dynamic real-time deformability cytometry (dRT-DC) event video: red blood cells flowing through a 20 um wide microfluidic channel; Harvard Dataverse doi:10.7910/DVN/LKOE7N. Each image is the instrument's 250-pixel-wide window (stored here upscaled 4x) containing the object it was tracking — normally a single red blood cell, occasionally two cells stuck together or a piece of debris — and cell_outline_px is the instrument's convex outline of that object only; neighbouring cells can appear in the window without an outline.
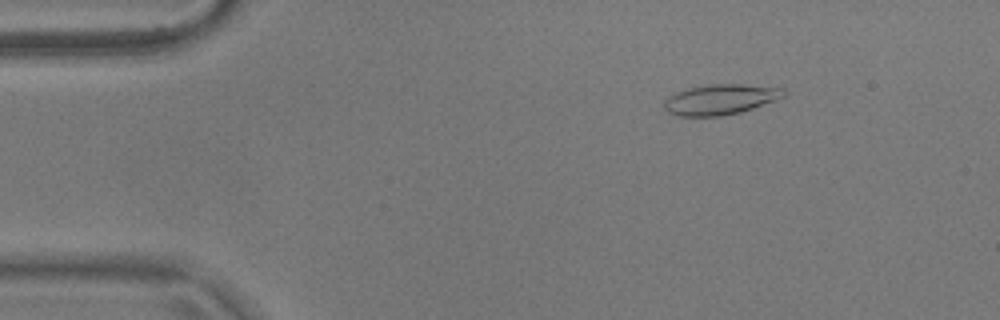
{"species": "common noctule bat (a hibernating species)", "species_latin": "Nyctalus noctula", "temperature_condition": "warm", "stored_images_in_passage": 49, "camera_frame_rate_fps": 3000, "um_per_image_px": 0.085, "animal": {"sex": "male", "body_mass_g": 17.9}, "frame": {"image": 1, "passage_image": 3, "time_ms": 0.667, "image_size_px": [1000, 320], "cell_outline_px": [[788, 92], [784, 96], [776, 100], [740, 112], [720, 116], [680, 116], [668, 112], [664, 108], [664, 100], [668, 96], [676, 92], [688, 88], [712, 84], [740, 84], [784, 88]], "centroid_in_image_um": [61.23, 8.45], "position_along_channel_um": 23.8, "area_um2": 21.1}}
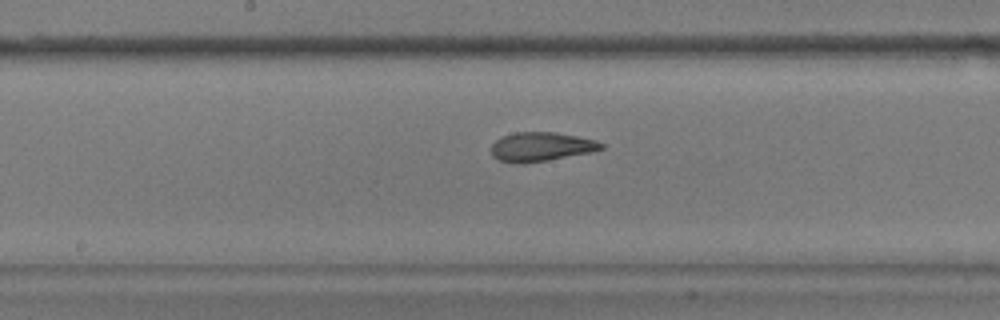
{"frame": {"image": 2, "passage_image": 23, "time_ms": 7.333, "image_size_px": [1000, 320], "cell_outline_px": [[604, 148], [592, 152], [548, 160], [520, 164], [500, 160], [492, 156], [492, 144], [496, 140], [504, 136], [516, 132], [556, 132], [596, 140], [604, 144]], "centroid_in_image_um": [46.02, 12.47], "position_along_channel_um": 202.2, "area_um2": 18.55}}
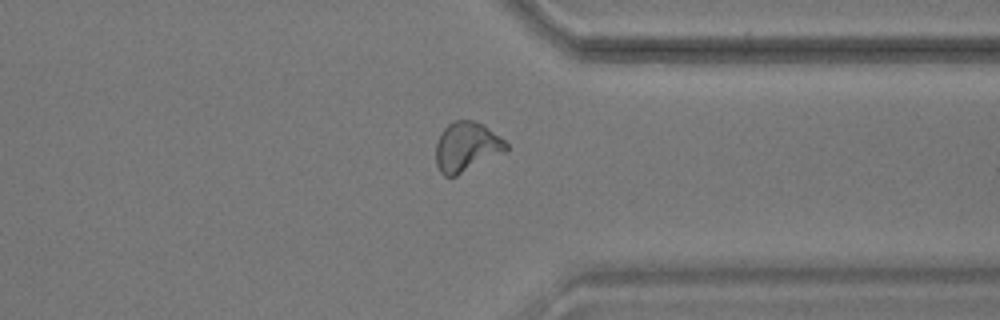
{"frame": {"image": 3, "passage_image": 37, "time_ms": 12.0, "image_size_px": [1000, 320], "cell_outline_px": [[508, 148], [456, 176], [444, 176], [440, 172], [436, 164], [436, 144], [440, 132], [448, 124], [456, 120], [472, 120], [484, 124], [504, 140], [508, 144]], "centroid_in_image_um": [39.61, 12.45], "position_along_channel_um": 371.8, "area_um2": 19.94}, "authors_computed_cell_mechanics": {"area_um2": 19.8832, "velocity_mm_per_s": 3.6963, "shape_relaxation_time_tau1_ms": 7.721, "shape_relaxation_time_tau2_ms": 1.4405, "deformation_change_tau1": 0.2484, "deformation_change_tau2": 0.0874}}